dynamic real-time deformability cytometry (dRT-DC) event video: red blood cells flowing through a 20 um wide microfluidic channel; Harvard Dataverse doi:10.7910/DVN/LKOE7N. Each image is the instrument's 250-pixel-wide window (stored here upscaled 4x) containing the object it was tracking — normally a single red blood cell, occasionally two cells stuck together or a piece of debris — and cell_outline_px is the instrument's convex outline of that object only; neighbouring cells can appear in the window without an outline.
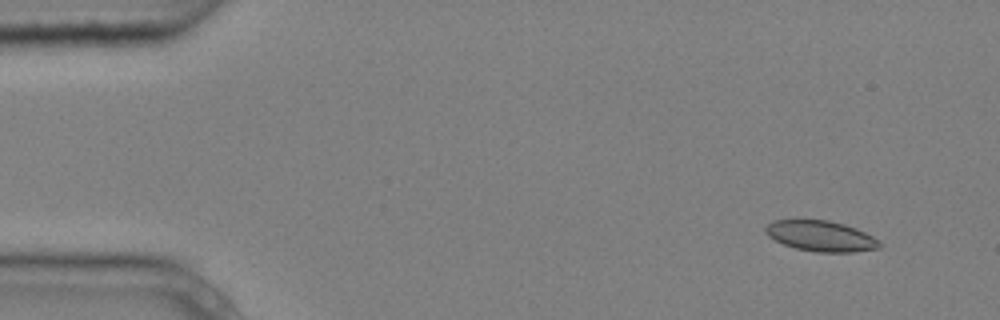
{"species": "common noctule bat (a hibernating species)", "species_latin": "Nyctalus noctula", "temperature_condition": "cold", "stored_images_in_passage": 4, "camera_frame_rate_fps": 3000, "um_per_image_px": 0.085, "animal": {"sex": "male", "body_mass_g": 20.4}, "frame": {"image": 1, "passage_image": 1, "time_ms": 0.0, "image_size_px": [1000, 320], "cell_outline_px": [[880, 248], [852, 252], [816, 252], [796, 248], [784, 244], [768, 236], [764, 232], [764, 228], [772, 220], [828, 220], [844, 224], [856, 228], [872, 236], [880, 244]], "centroid_in_image_um": [69.74, 20.06], "position_along_channel_um": 15.3, "area_um2": 20.17}}
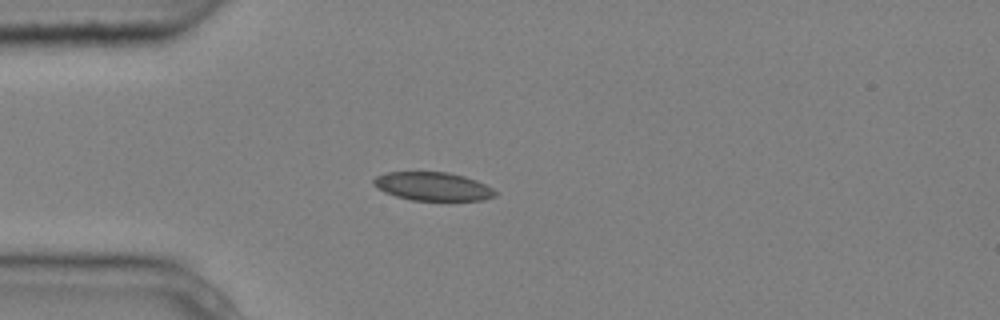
{"frame": {"image": 2, "passage_image": 4, "time_ms": 1.0, "image_size_px": [1000, 320], "cell_outline_px": [[496, 196], [484, 200], [412, 200], [396, 196], [384, 192], [372, 184], [372, 180], [376, 176], [384, 172], [448, 172], [464, 176], [476, 180], [492, 188], [496, 192]], "centroid_in_image_um": [36.76, 15.84], "position_along_channel_um": 48.2, "area_um2": 20.17}}